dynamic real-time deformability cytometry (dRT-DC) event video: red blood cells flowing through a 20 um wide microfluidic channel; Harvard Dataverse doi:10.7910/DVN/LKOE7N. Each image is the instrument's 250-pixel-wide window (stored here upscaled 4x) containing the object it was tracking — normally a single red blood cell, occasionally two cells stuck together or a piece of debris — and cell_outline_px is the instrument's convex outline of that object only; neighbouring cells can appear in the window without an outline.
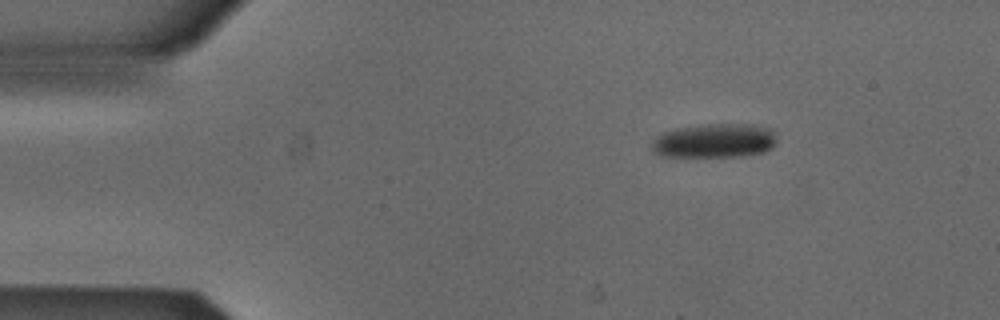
{"species": "Egyptian fruit bat (a non-hibernating species)", "species_latin": "Rousettus aegyptiacus", "temperature_condition": "cold", "stored_images_in_passage": 38, "camera_frame_rate_fps": 3000, "um_per_image_px": 0.085, "animal": {"sex": "male"}, "frame": {"image": 1, "passage_image": 1, "time_ms": 0.0, "image_size_px": [1000, 320], "cell_outline_px": [[776, 140], [772, 148], [764, 152], [740, 156], [660, 156], [652, 152], [652, 144], [656, 136], [664, 132], [676, 128], [704, 124], [752, 124], [768, 128], [772, 132]], "centroid_in_image_um": [60.71, 11.96], "position_along_channel_um": 24.3, "area_um2": 24.8}}
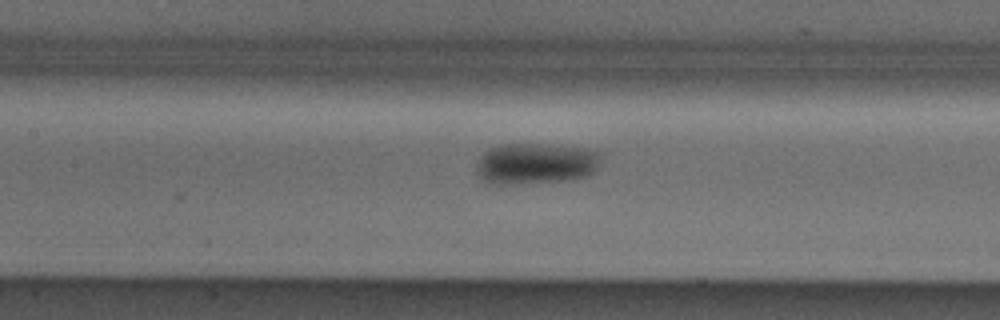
{"frame": {"image": 2, "passage_image": 17, "time_ms": 5.333, "image_size_px": [1000, 320], "cell_outline_px": [[600, 156], [596, 168], [592, 172], [584, 176], [568, 180], [512, 184], [496, 184], [484, 180], [476, 172], [476, 168], [480, 156], [484, 152], [500, 144], [548, 144], [580, 148], [600, 152]], "centroid_in_image_um": [45.5, 13.9], "position_along_channel_um": 161.9, "area_um2": 29.48}}
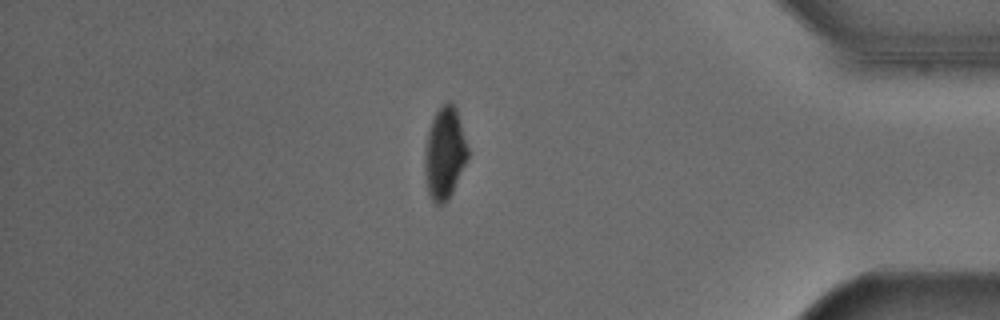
{"frame": {"image": 3, "passage_image": 38, "time_ms": 12.333, "image_size_px": [1000, 320], "cell_outline_px": [[468, 156], [452, 192], [444, 204], [436, 204], [432, 200], [428, 192], [424, 168], [424, 160], [428, 132], [432, 120], [436, 112], [448, 100], [452, 100], [456, 108], [468, 148]], "centroid_in_image_um": [37.79, 13.01], "position_along_channel_um": 397.4, "area_um2": 22.66}, "authors_computed_cell_mechanics": {"area_um2": 27.0215, "velocity_mm_per_s": 3.8859, "shape_relaxation_time_tau1_ms": 3.1794, "shape_relaxation_time_tau2_ms": null, "deformation_change_tau1": 0.0987, "deformation_change_tau2": null}}